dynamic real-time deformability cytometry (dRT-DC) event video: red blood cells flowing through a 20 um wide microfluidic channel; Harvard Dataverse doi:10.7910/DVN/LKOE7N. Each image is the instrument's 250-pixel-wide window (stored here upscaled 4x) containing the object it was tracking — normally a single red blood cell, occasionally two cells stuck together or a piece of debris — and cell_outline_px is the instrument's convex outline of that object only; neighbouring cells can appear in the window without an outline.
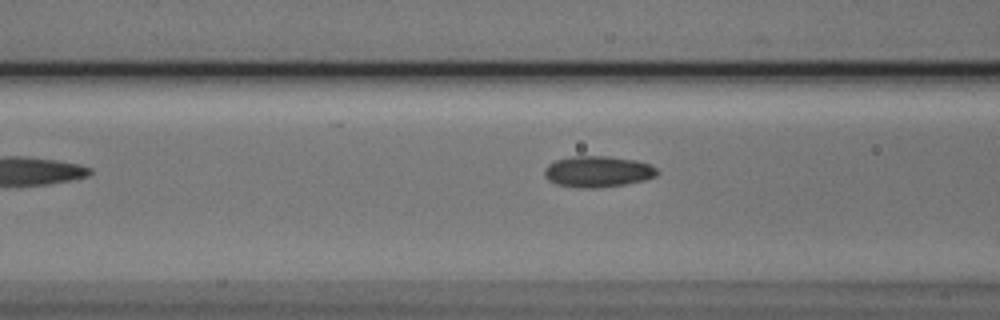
{"species": "Egyptian fruit bat (a non-hibernating species)", "species_latin": "Rousettus aegyptiacus", "temperature_condition": "cold", "stored_images_in_passage": 41, "camera_frame_rate_fps": 3000, "um_per_image_px": 0.085, "animal": {"sex": "male"}, "frame": {"image": 1, "passage_image": 10, "time_ms": 3.0, "image_size_px": [1000, 320], "cell_outline_px": [[660, 172], [656, 176], [644, 180], [624, 184], [600, 188], [584, 188], [556, 184], [548, 180], [544, 176], [544, 168], [548, 164], [556, 160], [572, 156], [608, 156], [636, 160], [648, 164], [656, 168]], "centroid_in_image_um": [50.8, 14.58], "position_along_channel_um": 115.8, "area_um2": 20.52}}
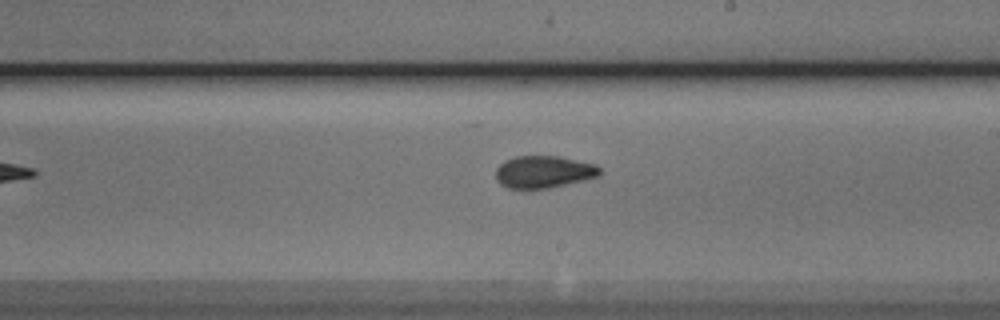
{"frame": {"image": 2, "passage_image": 20, "time_ms": 6.333, "image_size_px": [1000, 320], "cell_outline_px": [[600, 172], [596, 176], [548, 188], [508, 188], [500, 184], [496, 180], [496, 168], [504, 160], [516, 156], [556, 156], [596, 164], [600, 168]], "centroid_in_image_um": [46.15, 14.59], "position_along_channel_um": 242.9, "area_um2": 19.19}}
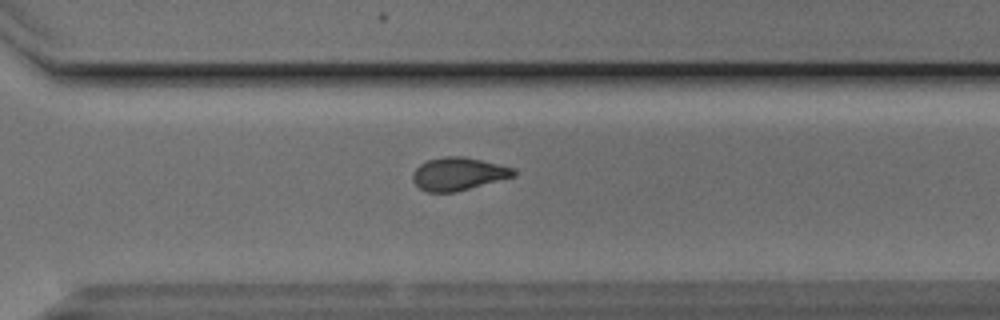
{"frame": {"image": 3, "passage_image": 27, "time_ms": 8.667, "image_size_px": [1000, 320], "cell_outline_px": [[516, 176], [456, 192], [428, 192], [420, 188], [412, 180], [412, 172], [420, 164], [428, 160], [444, 156], [464, 156], [512, 168], [516, 172]], "centroid_in_image_um": [38.93, 14.78], "position_along_channel_um": 331.7, "area_um2": 19.25}, "authors_computed_cell_mechanics": {"area_um2": 19.2474, "velocity_mm_per_s": 3.8176, "shape_relaxation_time_tau1_ms": null, "shape_relaxation_time_tau2_ms": 2.4843, "deformation_change_tau1": null, "deformation_change_tau2": 0.0909}}